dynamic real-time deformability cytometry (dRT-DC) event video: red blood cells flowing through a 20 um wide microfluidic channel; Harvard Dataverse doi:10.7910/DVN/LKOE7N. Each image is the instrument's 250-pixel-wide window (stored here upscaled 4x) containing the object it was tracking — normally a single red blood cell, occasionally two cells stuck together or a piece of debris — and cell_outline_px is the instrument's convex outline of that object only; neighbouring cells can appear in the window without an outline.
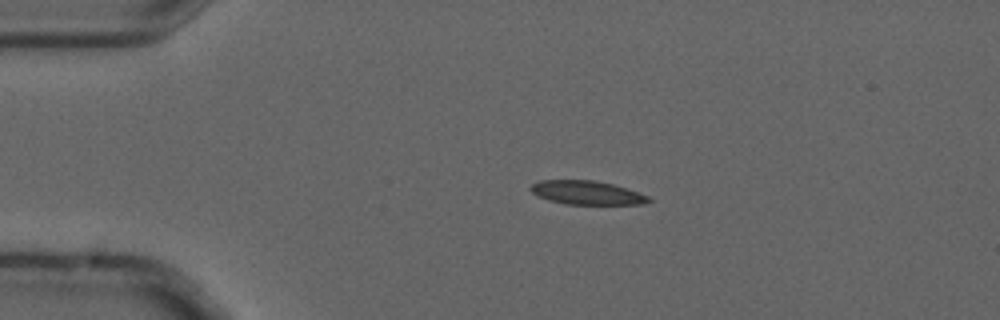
{"species": "common noctule bat (a hibernating species)", "species_latin": "Nyctalus noctula", "temperature_condition": "cold", "stored_images_in_passage": 6, "camera_frame_rate_fps": 3000, "um_per_image_px": 0.085, "animal": {"sex": "male", "forearm_length_mm": 52.5}, "frame": {"image": 1, "passage_image": 2, "time_ms": 0.333, "image_size_px": [1000, 320], "cell_outline_px": [[652, 200], [644, 204], [564, 204], [548, 200], [532, 192], [528, 188], [532, 184], [540, 180], [596, 180], [612, 184], [648, 196]], "centroid_in_image_um": [49.84, 16.38], "position_along_channel_um": 35.2, "area_um2": 16.18}}
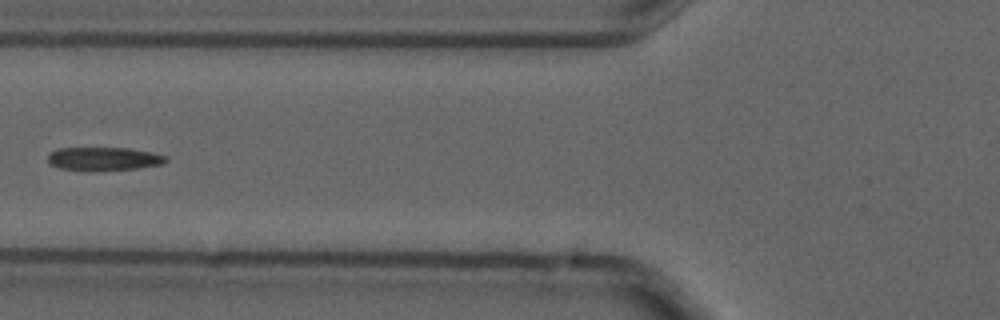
{"frame": {"image": 2, "passage_image": 5, "time_ms": 1.333, "image_size_px": [1000, 320], "cell_outline_px": [[168, 160], [164, 164], [136, 168], [60, 168], [48, 164], [48, 156], [56, 148], [128, 148], [152, 152], [168, 156]], "centroid_in_image_um": [8.87, 13.45], "position_along_channel_um": 116.9, "area_um2": 15.32}}
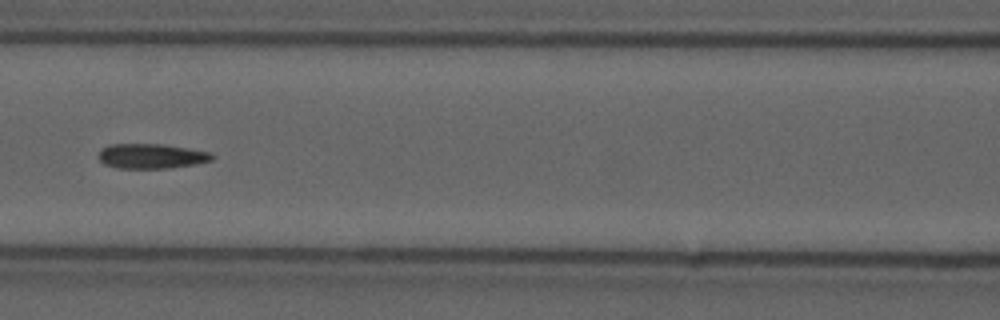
{"frame": {"image": 3, "passage_image": 6, "time_ms": 1.667, "image_size_px": [1000, 320], "cell_outline_px": [[216, 156], [212, 160], [192, 164], [168, 168], [116, 168], [104, 164], [96, 156], [104, 148], [112, 144], [164, 144], [188, 148], [208, 152]], "centroid_in_image_um": [12.85, 13.27], "position_along_channel_um": 153.8, "area_um2": 16.3}}